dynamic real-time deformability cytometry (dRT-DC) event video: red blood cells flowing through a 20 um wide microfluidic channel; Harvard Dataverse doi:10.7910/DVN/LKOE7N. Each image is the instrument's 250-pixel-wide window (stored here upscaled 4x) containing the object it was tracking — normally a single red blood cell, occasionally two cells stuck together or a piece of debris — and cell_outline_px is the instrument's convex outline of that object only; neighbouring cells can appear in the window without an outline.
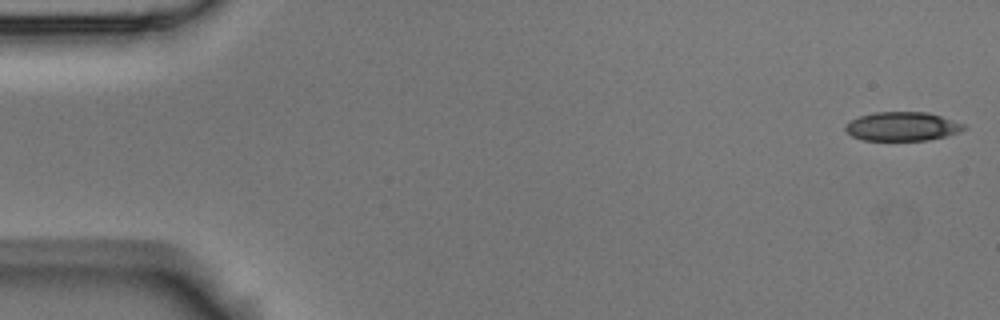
{"species": "Egyptian fruit bat (a non-hibernating species)", "species_latin": "Rousettus aegyptiacus", "temperature_condition": "room temperature", "stored_images_in_passage": 4, "camera_frame_rate_fps": 3000, "um_per_image_px": 0.085, "animal": {"sex": "male"}, "frame": {"image": 1, "passage_image": 1, "time_ms": 0.0, "image_size_px": [1000, 320], "cell_outline_px": [[968, 128], [960, 132], [944, 136], [924, 140], [864, 140], [852, 136], [844, 128], [844, 124], [860, 116], [872, 112], [928, 112], [964, 124]], "centroid_in_image_um": [76.68, 10.74], "position_along_channel_um": 8.3, "area_um2": 19.83}}